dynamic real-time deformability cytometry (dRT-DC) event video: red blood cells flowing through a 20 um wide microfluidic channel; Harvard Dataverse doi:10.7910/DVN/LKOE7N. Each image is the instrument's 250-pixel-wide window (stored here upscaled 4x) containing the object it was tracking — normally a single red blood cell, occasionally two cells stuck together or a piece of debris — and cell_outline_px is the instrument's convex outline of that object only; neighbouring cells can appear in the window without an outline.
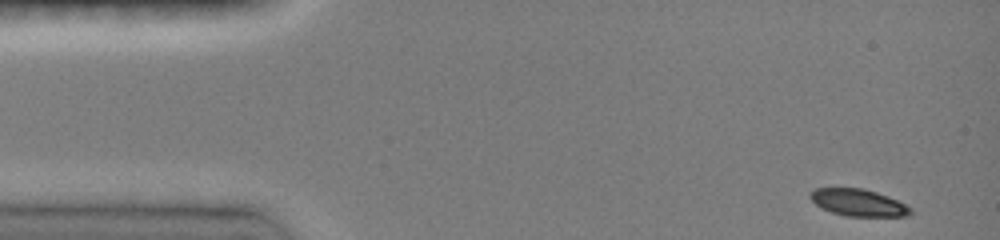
{"species": "common noctule bat (a hibernating species)", "species_latin": "Nyctalus noctula", "temperature_condition": "room temperature", "stored_images_in_passage": 43, "camera_frame_rate_fps": 3000, "um_per_image_px": 0.085, "animal": {"sex": "female", "body_mass_g": 19.0, "forearm_length_mm": 51.5}, "frame": {"image": 1, "passage_image": 1, "time_ms": 0.0, "image_size_px": [1000, 240], "cell_outline_px": [[912, 212], [908, 216], [844, 216], [820, 208], [808, 196], [816, 188], [864, 188], [888, 196], [912, 208]], "centroid_in_image_um": [72.95, 17.22], "position_along_channel_um": 12.0, "area_um2": 15.72}}
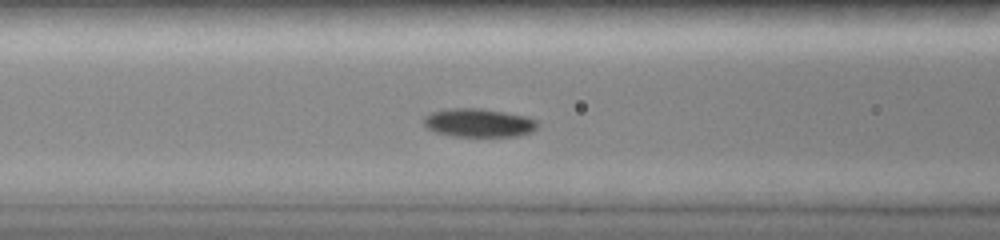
{"frame": {"image": 2, "passage_image": 17, "time_ms": 5.333, "image_size_px": [1000, 240], "cell_outline_px": [[536, 128], [532, 132], [516, 136], [456, 136], [436, 132], [428, 128], [424, 124], [424, 116], [432, 112], [448, 108], [480, 108], [528, 116], [536, 120]], "centroid_in_image_um": [40.69, 10.43], "position_along_channel_um": 125.9, "area_um2": 18.79}}
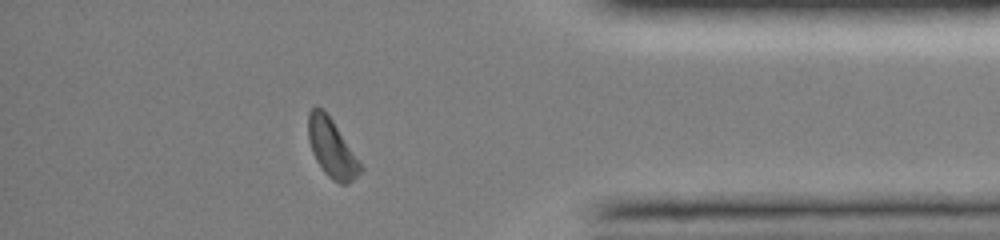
{"frame": {"image": 3, "passage_image": 39, "time_ms": 12.667, "image_size_px": [1000, 240], "cell_outline_px": [[364, 168], [348, 184], [340, 184], [332, 180], [324, 172], [316, 160], [312, 152], [308, 140], [308, 112], [312, 108], [324, 108]], "centroid_in_image_um": [28.18, 12.6], "position_along_channel_um": 407.0, "area_um2": 17.57}, "authors_computed_cell_mechanics": {"area_um2": 17.8602, "velocity_mm_per_s": 4.0485, "shape_relaxation_time_tau1_ms": 4.1126, "shape_relaxation_time_tau2_ms": null, "deformation_change_tau1": 0.1744, "deformation_change_tau2": null}}